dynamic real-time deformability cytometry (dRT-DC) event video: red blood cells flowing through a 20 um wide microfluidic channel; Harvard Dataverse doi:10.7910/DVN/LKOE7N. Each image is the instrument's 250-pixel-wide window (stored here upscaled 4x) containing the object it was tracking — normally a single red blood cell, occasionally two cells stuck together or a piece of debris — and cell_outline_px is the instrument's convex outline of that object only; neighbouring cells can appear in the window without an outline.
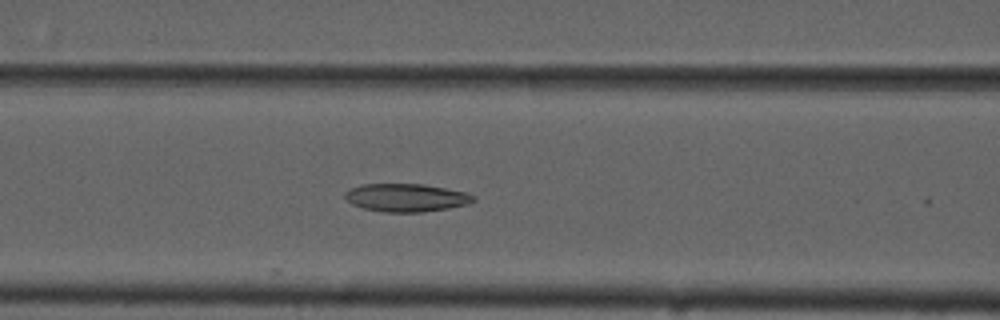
{"species": "common noctule bat (a hibernating species)", "species_latin": "Nyctalus noctula", "temperature_condition": "cold", "stored_images_in_passage": 14, "camera_frame_rate_fps": 3000, "um_per_image_px": 0.085, "animal": {"sex": "male", "forearm_length_mm": 52.5}, "frame": {"image": 1, "passage_image": 13, "time_ms": 4.0, "image_size_px": [1000, 320], "cell_outline_px": [[476, 200], [468, 204], [448, 208], [420, 212], [384, 212], [364, 208], [352, 204], [344, 196], [344, 192], [360, 184], [420, 184], [468, 192], [476, 196]], "centroid_in_image_um": [34.55, 16.8], "position_along_channel_um": 132.1, "area_um2": 20.92}}